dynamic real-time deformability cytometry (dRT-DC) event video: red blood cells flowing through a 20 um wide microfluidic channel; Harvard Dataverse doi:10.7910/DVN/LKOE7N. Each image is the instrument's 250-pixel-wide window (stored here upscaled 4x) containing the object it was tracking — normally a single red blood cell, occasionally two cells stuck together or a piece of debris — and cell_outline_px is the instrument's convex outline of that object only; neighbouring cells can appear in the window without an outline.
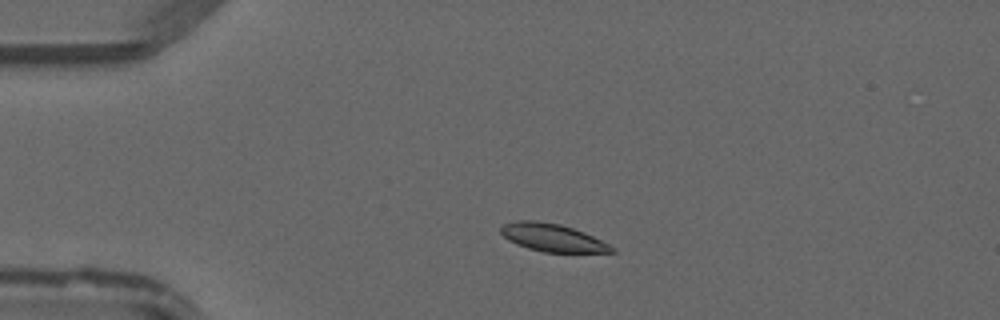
{"species": "common noctule bat (a hibernating species)", "species_latin": "Nyctalus noctula", "temperature_condition": "warm", "stored_images_in_passage": 45, "camera_frame_rate_fps": 3000, "um_per_image_px": 0.085, "animal": {"sex": "male", "forearm_length_mm": 52.5}, "frame": {"image": 1, "passage_image": 8, "time_ms": 2.333, "image_size_px": [1000, 320], "cell_outline_px": [[616, 252], [544, 252], [528, 248], [516, 244], [508, 240], [500, 232], [500, 228], [504, 224], [516, 220], [536, 220], [560, 224], [584, 232], [616, 248]], "centroid_in_image_um": [46.94, 20.19], "position_along_channel_um": 38.1, "area_um2": 17.86}}
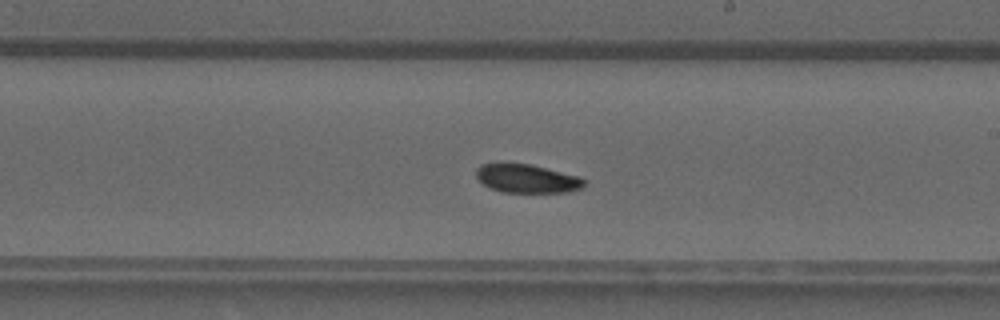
{"frame": {"image": 2, "passage_image": 25, "time_ms": 8.0, "image_size_px": [1000, 320], "cell_outline_px": [[588, 180], [584, 188], [568, 192], [504, 192], [492, 188], [484, 184], [476, 176], [476, 168], [480, 164], [500, 160], [504, 160], [532, 164], [580, 176]], "centroid_in_image_um": [44.8, 15.12], "position_along_channel_um": 244.2, "area_um2": 18.84}}
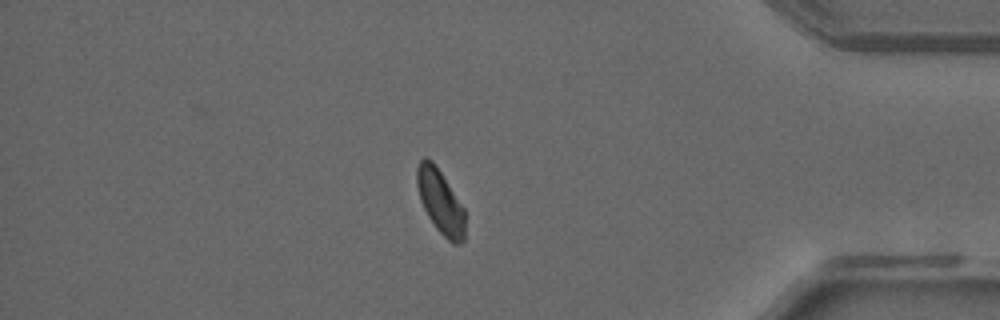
{"frame": {"image": 3, "passage_image": 38, "time_ms": 12.333, "image_size_px": [1000, 320], "cell_outline_px": [[464, 240], [460, 244], [452, 244], [436, 228], [428, 216], [420, 200], [416, 184], [416, 168], [420, 160], [424, 156], [432, 160], [464, 208]], "centroid_in_image_um": [37.41, 17.14], "position_along_channel_um": 397.8, "area_um2": 17.8}}